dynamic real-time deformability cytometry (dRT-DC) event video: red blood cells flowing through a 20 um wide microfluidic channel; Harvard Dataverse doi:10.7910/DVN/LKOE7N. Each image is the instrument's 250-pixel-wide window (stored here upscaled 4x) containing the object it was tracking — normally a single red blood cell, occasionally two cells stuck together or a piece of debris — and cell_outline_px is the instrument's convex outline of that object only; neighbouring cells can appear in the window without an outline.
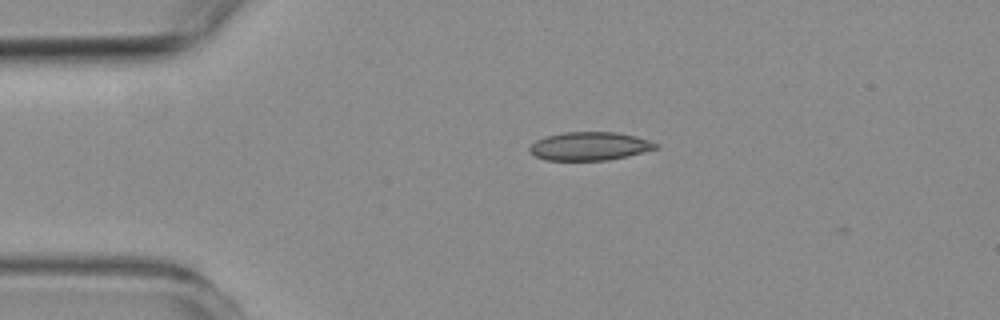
{"species": "common noctule bat (a hibernating species)", "species_latin": "Nyctalus noctula", "temperature_condition": "room temperature", "stored_images_in_passage": 3, "camera_frame_rate_fps": 3000, "um_per_image_px": 0.085, "animal": {"sex": "female", "body_mass_g": 19.3, "forearm_length_mm": 54.1}, "frame": {"image": 1, "passage_image": 1, "time_ms": 0.0, "image_size_px": [1000, 320], "cell_outline_px": [[660, 144], [656, 148], [628, 156], [608, 160], [544, 160], [536, 156], [528, 148], [536, 140], [544, 136], [564, 132], [616, 132], [636, 136]], "centroid_in_image_um": [50.11, 12.42], "position_along_channel_um": 34.9, "area_um2": 20.81}}